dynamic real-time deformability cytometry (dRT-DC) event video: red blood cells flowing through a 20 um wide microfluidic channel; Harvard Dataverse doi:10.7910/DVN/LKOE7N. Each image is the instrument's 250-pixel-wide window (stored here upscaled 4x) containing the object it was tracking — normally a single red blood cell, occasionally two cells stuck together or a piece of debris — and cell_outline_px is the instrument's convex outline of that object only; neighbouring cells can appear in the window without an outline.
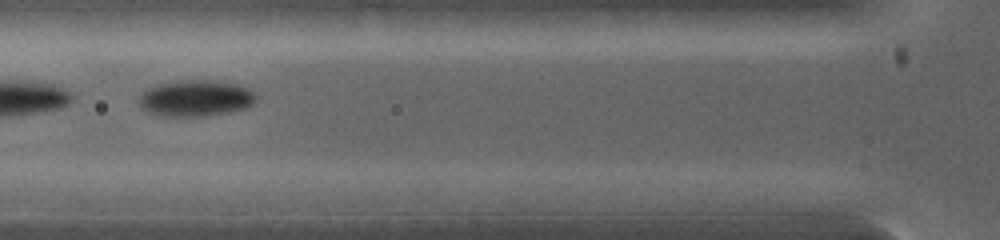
{"species": "common noctule bat (a hibernating species)", "species_latin": "Nyctalus noctula", "temperature_condition": "warm", "stored_images_in_passage": 27, "camera_frame_rate_fps": 5000, "um_per_image_px": 0.085, "animal": {"sex": "female", "body_mass_g": 19.0, "forearm_length_mm": 53.3}, "frame": {"image": 1, "passage_image": 5, "time_ms": 1.0, "image_size_px": [1000, 240], "cell_outline_px": [[256, 100], [252, 104], [244, 108], [228, 112], [204, 116], [156, 116], [144, 112], [140, 108], [140, 96], [148, 88], [160, 84], [176, 80], [212, 80], [236, 84], [248, 88], [256, 96]], "centroid_in_image_um": [16.59, 8.36], "position_along_channel_um": 109.2, "area_um2": 24.8}}